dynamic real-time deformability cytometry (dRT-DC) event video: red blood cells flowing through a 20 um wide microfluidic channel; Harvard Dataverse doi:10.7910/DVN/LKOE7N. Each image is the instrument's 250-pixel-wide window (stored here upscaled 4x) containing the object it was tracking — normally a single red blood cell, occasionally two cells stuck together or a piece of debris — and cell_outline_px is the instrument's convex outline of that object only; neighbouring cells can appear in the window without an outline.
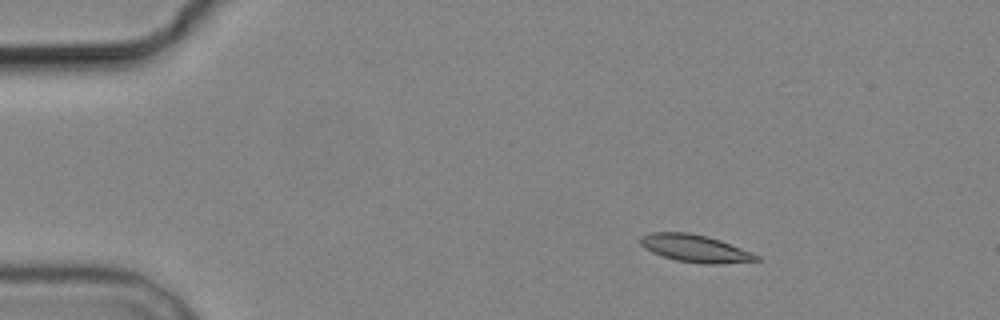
{"species": "common noctule bat (a hibernating species)", "species_latin": "Nyctalus noctula", "temperature_condition": "cold", "stored_images_in_passage": 5, "camera_frame_rate_fps": 3000, "um_per_image_px": 0.085, "animal": {"sex": "male", "body_mass_g": 19.2, "forearm_length_mm": 51.8}, "frame": {"image": 1, "passage_image": 3, "time_ms": 2.333, "image_size_px": [1000, 320], "cell_outline_px": [[760, 260], [720, 264], [704, 264], [676, 260], [652, 252], [644, 248], [636, 240], [640, 236], [652, 232], [688, 232], [708, 236], [720, 240], [752, 252], [760, 256]], "centroid_in_image_um": [59.06, 21.1], "position_along_channel_um": 25.9, "area_um2": 18.67}}